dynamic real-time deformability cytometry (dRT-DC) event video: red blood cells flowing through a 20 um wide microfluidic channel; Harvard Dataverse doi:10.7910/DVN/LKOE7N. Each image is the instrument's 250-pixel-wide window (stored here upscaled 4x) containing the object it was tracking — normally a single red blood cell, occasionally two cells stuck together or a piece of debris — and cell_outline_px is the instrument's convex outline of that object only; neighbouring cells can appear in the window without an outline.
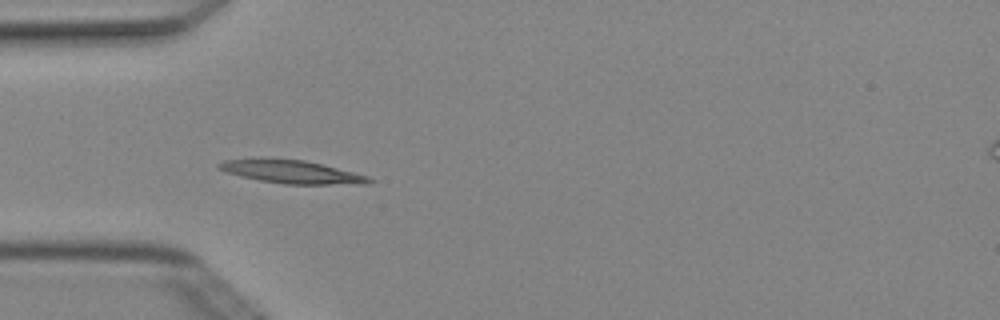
{"species": "Egyptian fruit bat (a non-hibernating species)", "species_latin": "Rousettus aegyptiacus", "temperature_condition": "cold", "stored_images_in_passage": 5, "camera_frame_rate_fps": 3000, "um_per_image_px": 0.085, "animal": {"sex": "female"}, "frame": {"image": 1, "passage_image": 4, "time_ms": 1.0, "image_size_px": [1000, 320], "cell_outline_px": [[376, 180], [368, 184], [284, 184], [260, 180], [228, 172], [216, 168], [216, 164], [224, 160], [260, 156], [264, 156], [304, 160], [368, 176]], "centroid_in_image_um": [24.72, 14.57], "position_along_channel_um": 60.3, "area_um2": 20.58}}
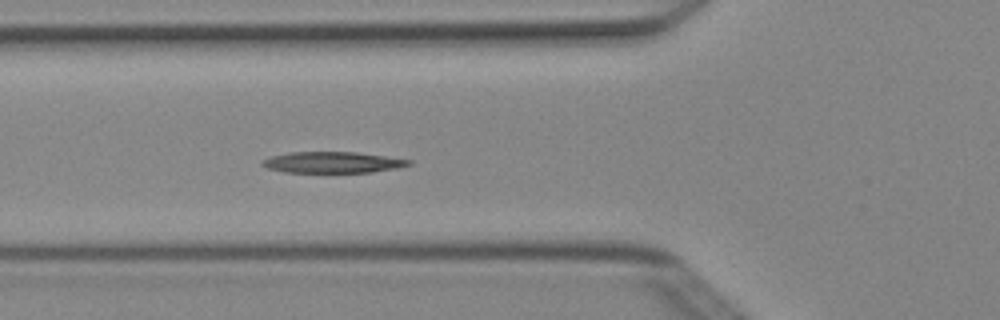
{"frame": {"image": 2, "passage_image": 5, "time_ms": 1.333, "image_size_px": [1000, 320], "cell_outline_px": [[412, 164], [400, 168], [372, 172], [284, 172], [268, 168], [260, 164], [260, 160], [272, 156], [288, 152], [356, 152], [412, 160]], "centroid_in_image_um": [28.27, 13.8], "position_along_channel_um": 97.5, "area_um2": 18.09}}